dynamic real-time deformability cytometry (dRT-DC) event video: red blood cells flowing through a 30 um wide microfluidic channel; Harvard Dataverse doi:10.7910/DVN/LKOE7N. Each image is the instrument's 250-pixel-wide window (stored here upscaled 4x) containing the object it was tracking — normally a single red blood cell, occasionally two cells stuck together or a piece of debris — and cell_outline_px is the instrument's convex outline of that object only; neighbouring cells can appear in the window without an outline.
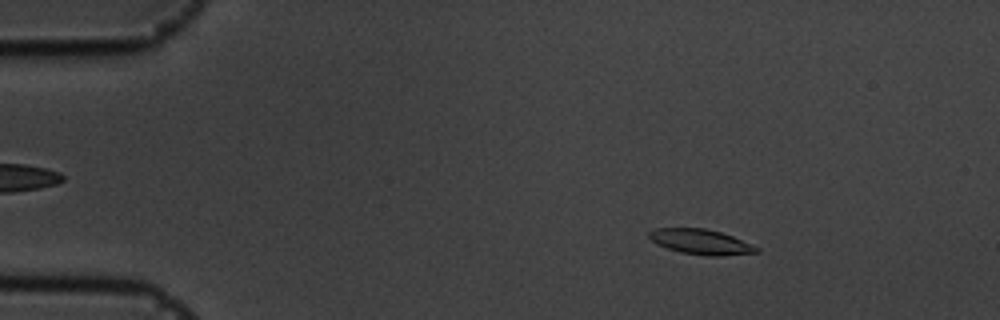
{"species": "common noctule bat (a hibernating species)", "species_latin": "Nyctalus noctula", "temperature_condition": "cold", "stored_images_in_passage": 56, "camera_frame_rate_fps": 3000, "um_per_image_px": 0.085, "animal": {"sex": "male", "body_mass_g": 19.5, "forearm_length_mm": 54.6}, "frame": {"image": 1, "passage_image": 8, "time_ms": 2.333, "image_size_px": [1000, 320], "cell_outline_px": [[760, 252], [724, 256], [704, 256], [680, 252], [656, 244], [648, 236], [648, 232], [656, 228], [704, 228], [720, 232], [732, 236], [760, 248]], "centroid_in_image_um": [59.58, 20.56], "position_along_channel_um": 25.4, "area_um2": 15.78}}
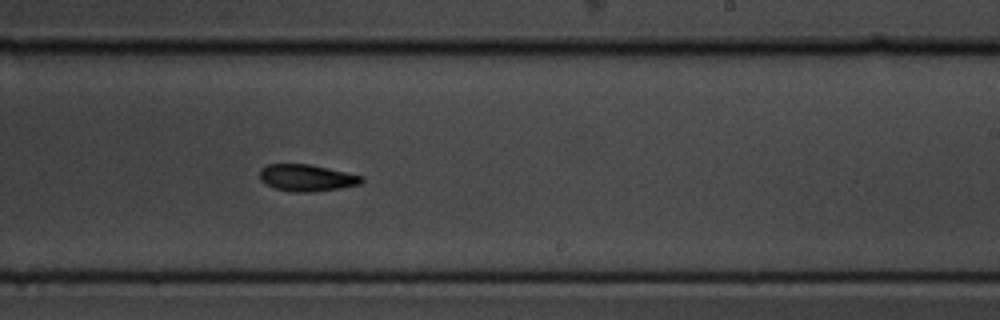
{"frame": {"image": 2, "passage_image": 34, "time_ms": 11.0, "image_size_px": [1000, 320], "cell_outline_px": [[364, 180], [360, 184], [340, 188], [312, 192], [292, 192], [276, 188], [264, 184], [260, 180], [260, 168], [268, 164], [312, 164], [364, 176]], "centroid_in_image_um": [26.07, 15.11], "position_along_channel_um": 262.9, "area_um2": 16.07}}
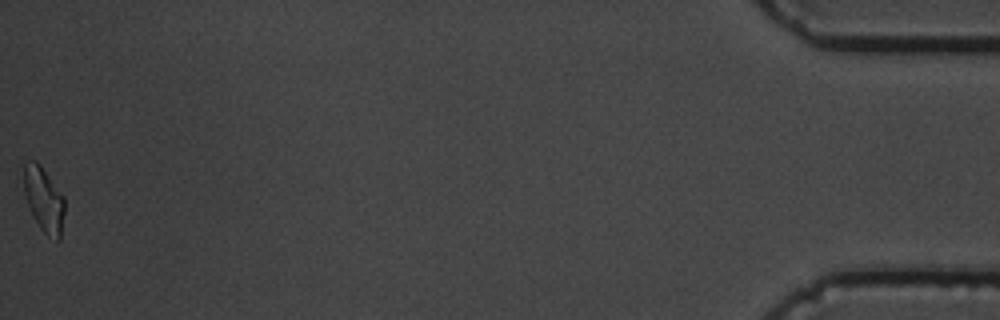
{"frame": {"image": 3, "passage_image": 56, "time_ms": 18.333, "image_size_px": [1000, 320], "cell_outline_px": [[64, 212], [60, 240], [56, 240], [48, 236], [40, 228], [28, 208], [24, 192], [24, 160], [36, 160], [40, 164], [64, 196]], "centroid_in_image_um": [3.71, 16.94], "position_along_channel_um": 431.5, "area_um2": 15.55}, "authors_computed_cell_mechanics": {"area_um2": 15.8661, "velocity_mm_per_s": 3.5675, "shape_relaxation_time_tau1_ms": 3.9608, "shape_relaxation_time_tau2_ms": 10.8813, "deformation_change_tau1": 0.1589, "deformation_change_tau2": 0.1926}}